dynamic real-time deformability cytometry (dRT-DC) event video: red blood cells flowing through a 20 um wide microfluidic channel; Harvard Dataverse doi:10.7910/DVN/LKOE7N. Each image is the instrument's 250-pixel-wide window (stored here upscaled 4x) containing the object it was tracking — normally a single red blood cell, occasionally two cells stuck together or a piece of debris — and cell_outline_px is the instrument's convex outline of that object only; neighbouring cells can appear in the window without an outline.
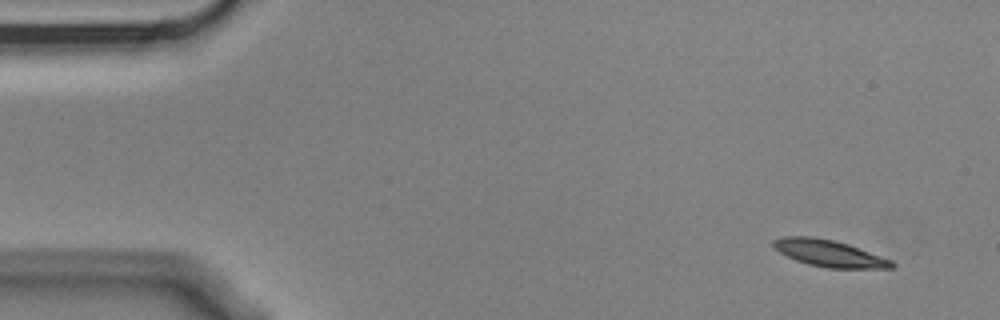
{"species": "Egyptian fruit bat (a non-hibernating species)", "species_latin": "Rousettus aegyptiacus", "temperature_condition": "cold", "stored_images_in_passage": 5, "camera_frame_rate_fps": 3000, "um_per_image_px": 0.085, "animal": {"sex": "male"}, "frame": {"image": 1, "passage_image": 5, "time_ms": 1.333, "image_size_px": [1000, 320], "cell_outline_px": [[896, 264], [892, 268], [828, 268], [808, 264], [796, 260], [772, 248], [772, 240], [784, 236], [812, 236], [832, 240], [848, 244], [892, 260]], "centroid_in_image_um": [70.45, 21.52], "position_along_channel_um": 14.5, "area_um2": 18.38}}